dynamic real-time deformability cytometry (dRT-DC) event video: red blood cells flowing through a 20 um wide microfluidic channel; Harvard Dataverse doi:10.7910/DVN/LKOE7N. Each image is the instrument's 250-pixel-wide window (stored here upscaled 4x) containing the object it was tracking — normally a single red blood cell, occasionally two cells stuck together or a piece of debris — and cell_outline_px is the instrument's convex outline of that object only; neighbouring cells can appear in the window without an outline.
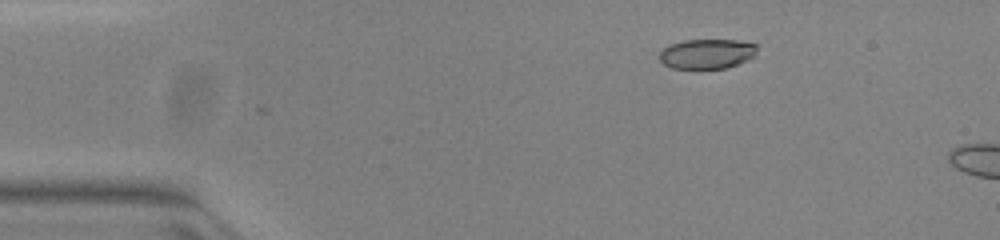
{"species": "common noctule bat (a hibernating species)", "species_latin": "Nyctalus noctula", "temperature_condition": "warm", "stored_images_in_passage": 2, "camera_frame_rate_fps": 3000, "um_per_image_px": 0.085, "animal": {"sex": "female", "body_mass_g": 23.0, "forearm_length_mm": 53.4}, "frame": {"image": 1, "passage_image": 1, "time_ms": 0.0, "image_size_px": [1000, 240], "cell_outline_px": [[756, 52], [748, 60], [724, 68], [672, 68], [664, 64], [660, 60], [660, 52], [668, 44], [684, 40], [740, 40], [756, 44]], "centroid_in_image_um": [60.07, 4.56], "position_along_channel_um": 24.9, "area_um2": 16.82}}